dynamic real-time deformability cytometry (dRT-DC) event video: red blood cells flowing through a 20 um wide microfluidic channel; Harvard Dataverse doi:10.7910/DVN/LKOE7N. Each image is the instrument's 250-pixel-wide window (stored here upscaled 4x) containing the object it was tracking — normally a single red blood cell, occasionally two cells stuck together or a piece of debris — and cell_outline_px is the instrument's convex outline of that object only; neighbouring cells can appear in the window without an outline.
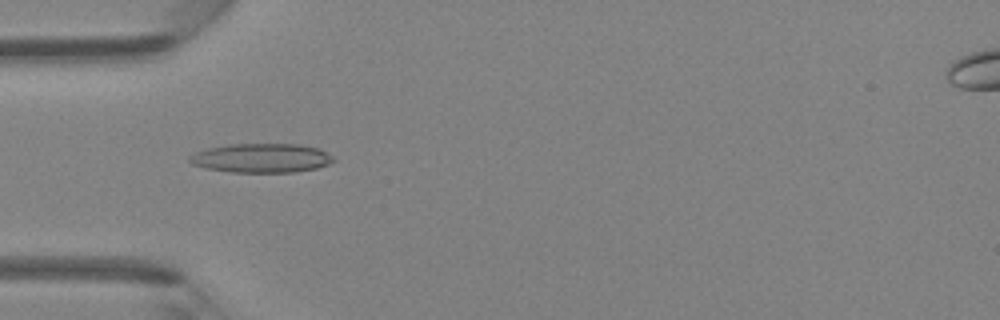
{"species": "Egyptian fruit bat (a non-hibernating species)", "species_latin": "Rousettus aegyptiacus", "temperature_condition": "room temperature", "stored_images_in_passage": 46, "camera_frame_rate_fps": 3000, "um_per_image_px": 0.085, "animal": {"sex": "female"}, "frame": {"image": 1, "passage_image": 14, "time_ms": 4.333, "image_size_px": [1000, 320], "cell_outline_px": [[336, 160], [328, 164], [316, 168], [296, 172], [232, 172], [208, 168], [192, 164], [188, 160], [188, 156], [196, 152], [208, 148], [228, 144], [300, 144], [320, 148], [332, 156]], "centroid_in_image_um": [22.24, 13.43], "position_along_channel_um": 62.8, "area_um2": 24.45}}
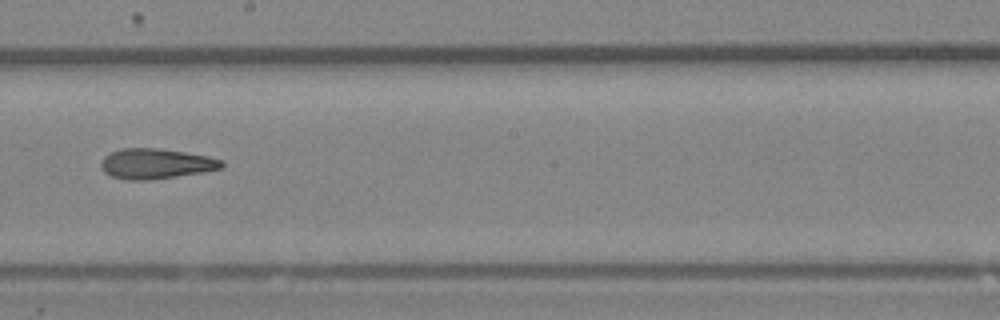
{"frame": {"image": 2, "passage_image": 26, "time_ms": 8.333, "image_size_px": [1000, 320], "cell_outline_px": [[224, 168], [204, 172], [148, 180], [124, 180], [112, 176], [104, 172], [100, 164], [104, 156], [120, 148], [156, 148], [184, 152], [208, 156], [224, 160]], "centroid_in_image_um": [13.27, 13.92], "position_along_channel_um": 234.9, "area_um2": 21.33}}
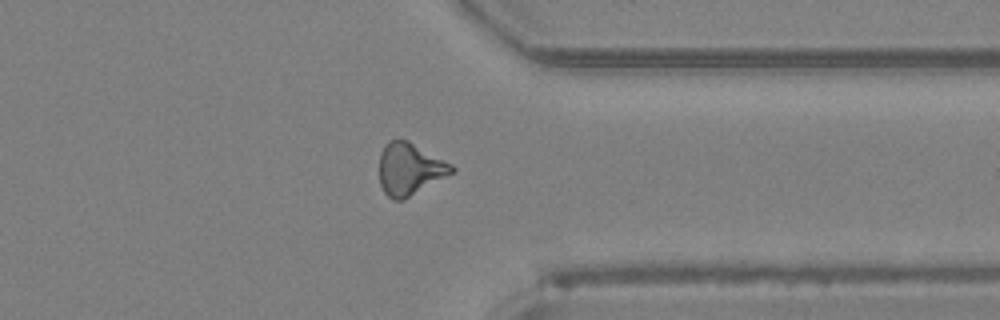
{"frame": {"image": 3, "passage_image": 36, "time_ms": 11.667, "image_size_px": [1000, 320], "cell_outline_px": [[456, 172], [404, 200], [396, 200], [388, 196], [384, 192], [380, 184], [380, 152], [384, 144], [388, 140], [408, 140], [452, 164], [456, 168]], "centroid_in_image_um": [34.85, 14.37], "position_along_channel_um": 376.6, "area_um2": 22.2}, "authors_computed_cell_mechanics": {"area_um2": 21.4149, "velocity_mm_per_s": 4.3534, "shape_relaxation_time_tau1_ms": null, "shape_relaxation_time_tau2_ms": 3.9106, "deformation_change_tau1": null, "deformation_change_tau2": 0.1574}}